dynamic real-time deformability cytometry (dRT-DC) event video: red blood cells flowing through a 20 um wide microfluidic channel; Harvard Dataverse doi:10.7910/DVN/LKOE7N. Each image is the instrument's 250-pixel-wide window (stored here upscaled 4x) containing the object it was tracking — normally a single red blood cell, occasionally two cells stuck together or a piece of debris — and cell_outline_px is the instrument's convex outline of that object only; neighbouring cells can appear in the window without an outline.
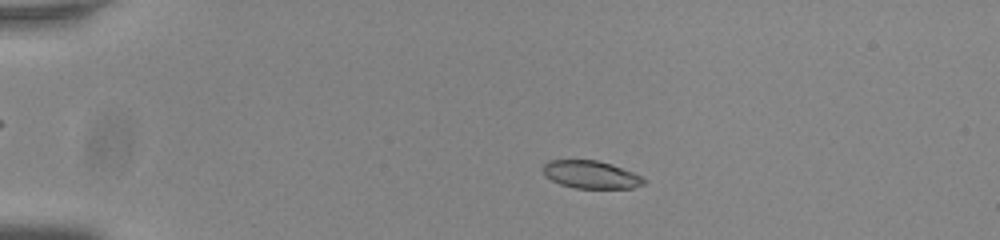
{"species": "common noctule bat (a hibernating species)", "species_latin": "Nyctalus noctula", "temperature_condition": "room temperature", "stored_images_in_passage": 56, "camera_frame_rate_fps": 3000, "um_per_image_px": 0.085, "animal": {"sex": "male", "body_mass_g": 20.0, "forearm_length_mm": 53.3}, "frame": {"image": 1, "passage_image": 13, "time_ms": 4.0, "image_size_px": [1000, 240], "cell_outline_px": [[648, 180], [644, 184], [632, 188], [576, 188], [560, 184], [544, 176], [544, 164], [548, 160], [596, 160], [644, 176]], "centroid_in_image_um": [50.24, 14.85], "position_along_channel_um": 34.8, "area_um2": 16.18}}
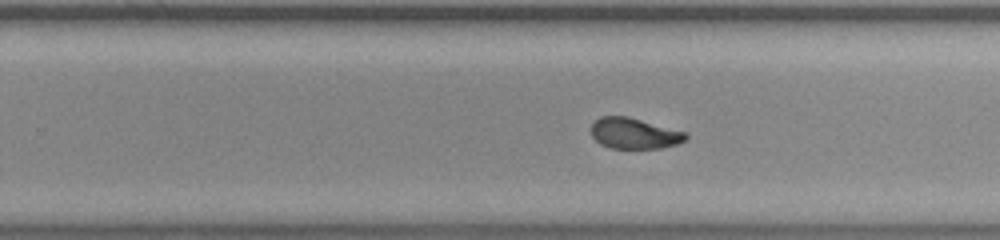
{"frame": {"image": 2, "passage_image": 37, "time_ms": 12.0, "image_size_px": [1000, 240], "cell_outline_px": [[688, 136], [684, 140], [676, 144], [660, 148], [608, 148], [600, 144], [592, 136], [592, 124], [600, 116], [628, 116], [684, 132]], "centroid_in_image_um": [53.87, 11.34], "position_along_channel_um": 275.9, "area_um2": 16.76}}
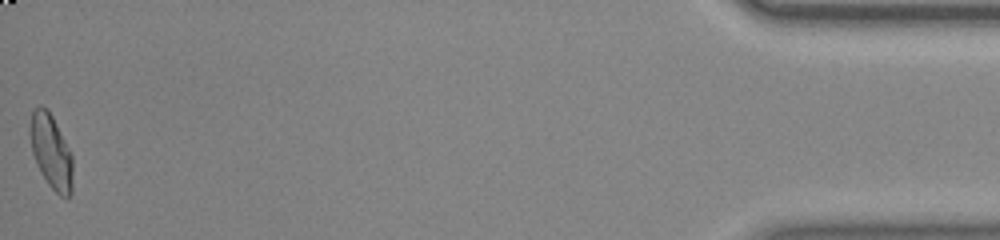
{"frame": {"image": 3, "passage_image": 56, "time_ms": 18.333, "image_size_px": [1000, 240], "cell_outline_px": [[72, 192], [68, 196], [60, 196], [48, 184], [36, 164], [32, 152], [28, 132], [32, 112], [40, 104], [48, 108], [72, 152]], "centroid_in_image_um": [4.33, 12.84], "position_along_channel_um": 430.9, "area_um2": 18.73}, "authors_computed_cell_mechanics": {"area_um2": 17.5134, "velocity_mm_per_s": 3.7928, "shape_relaxation_time_tau1_ms": 6.2692, "shape_relaxation_time_tau2_ms": 0.9417, "deformation_change_tau1": 0.2134, "deformation_change_tau2": 0.0604}}